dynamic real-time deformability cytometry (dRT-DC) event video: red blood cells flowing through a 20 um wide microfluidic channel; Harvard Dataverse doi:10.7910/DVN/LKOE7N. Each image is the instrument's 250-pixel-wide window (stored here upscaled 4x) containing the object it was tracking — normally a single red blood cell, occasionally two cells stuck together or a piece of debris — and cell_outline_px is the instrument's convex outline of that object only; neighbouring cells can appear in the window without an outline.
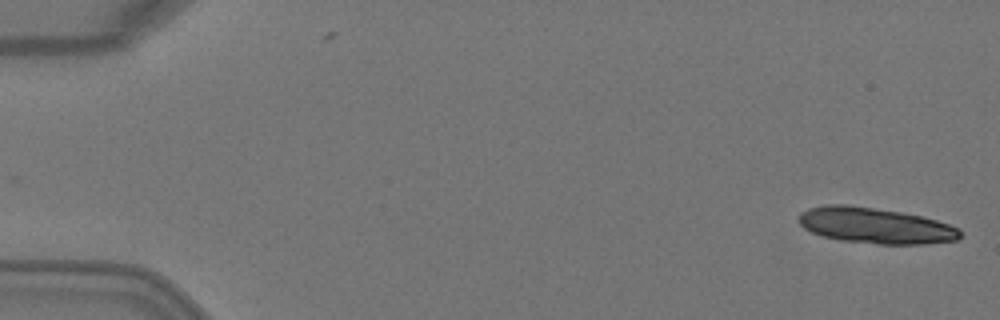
{"species": "Egyptian fruit bat (a non-hibernating species)", "species_latin": "Rousettus aegyptiacus", "temperature_condition": "warm", "stored_images_in_passage": 2, "camera_frame_rate_fps": 3000, "um_per_image_px": 0.085, "animal": {"sex": "female"}, "frame": {"image": 1, "passage_image": 2, "time_ms": 0.333, "image_size_px": [1000, 320], "cell_outline_px": [[960, 236], [956, 240], [924, 244], [876, 244], [840, 240], [824, 236], [812, 232], [804, 228], [796, 220], [800, 212], [808, 208], [824, 204], [848, 204], [900, 212], [920, 216], [936, 220], [960, 228]], "centroid_in_image_um": [74.35, 19.17], "position_along_channel_um": 10.7, "area_um2": 33.76}}